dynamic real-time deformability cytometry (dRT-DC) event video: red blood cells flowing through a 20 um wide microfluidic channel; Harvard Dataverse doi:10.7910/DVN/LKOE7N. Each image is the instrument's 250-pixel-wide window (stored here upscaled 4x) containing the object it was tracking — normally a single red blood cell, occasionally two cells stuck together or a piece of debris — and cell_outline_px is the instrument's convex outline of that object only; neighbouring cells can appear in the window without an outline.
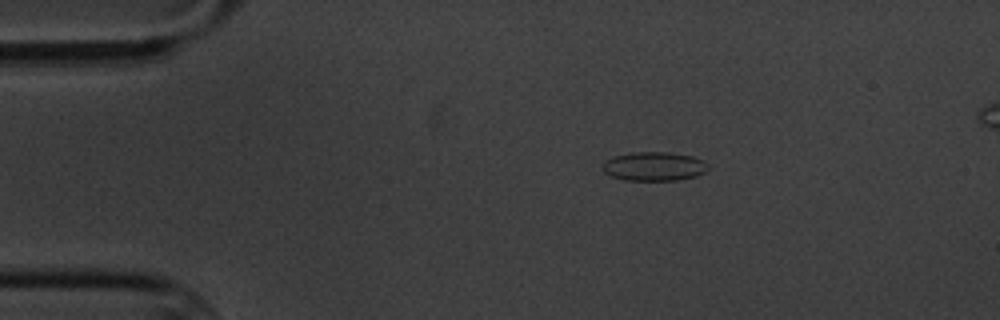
{"species": "common noctule bat (a hibernating species)", "species_latin": "Nyctalus noctula", "temperature_condition": "cold", "stored_images_in_passage": 4, "camera_frame_rate_fps": 3000, "um_per_image_px": 0.085, "animal": {"sex": "male", "body_mass_g": 20.1, "forearm_length_mm": 53.5}, "frame": {"image": 1, "passage_image": 1, "time_ms": 0.0, "image_size_px": [1000, 320], "cell_outline_px": [[708, 168], [704, 172], [696, 176], [676, 180], [624, 180], [612, 176], [604, 172], [604, 160], [616, 156], [636, 152], [668, 152], [692, 156], [704, 160], [708, 164]], "centroid_in_image_um": [55.62, 14.14], "position_along_channel_um": 29.4, "area_um2": 17.63}}
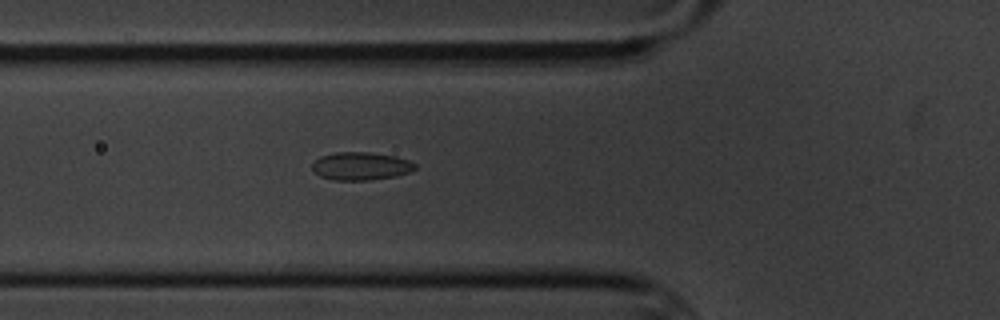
{"frame": {"image": 2, "passage_image": 4, "time_ms": 3.333, "image_size_px": [1000, 320], "cell_outline_px": [[416, 168], [412, 172], [396, 176], [368, 180], [332, 180], [320, 176], [312, 168], [312, 164], [320, 156], [336, 152], [368, 152], [396, 156], [408, 160], [416, 164]], "centroid_in_image_um": [30.7, 14.12], "position_along_channel_um": 95.1, "area_um2": 16.82}}